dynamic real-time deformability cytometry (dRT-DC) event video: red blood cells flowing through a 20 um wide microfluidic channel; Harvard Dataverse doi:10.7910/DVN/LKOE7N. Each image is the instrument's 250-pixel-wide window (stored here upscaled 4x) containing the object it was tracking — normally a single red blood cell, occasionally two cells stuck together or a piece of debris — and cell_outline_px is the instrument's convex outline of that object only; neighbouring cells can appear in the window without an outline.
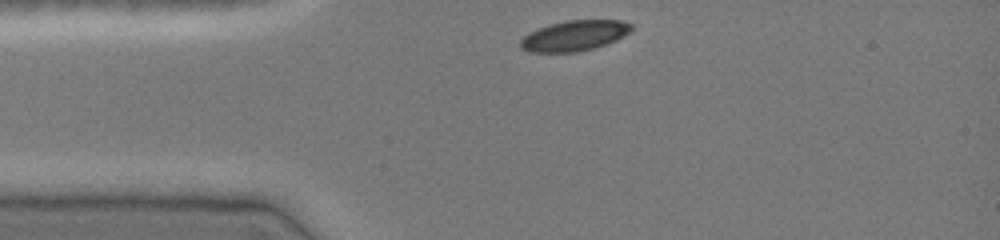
{"species": "common noctule bat (a hibernating species)", "species_latin": "Nyctalus noctula", "temperature_condition": "cold", "stored_images_in_passage": 31, "camera_frame_rate_fps": 3000, "um_per_image_px": 0.085, "animal": {"sex": "female", "body_mass_g": 19.0, "forearm_length_mm": 51.5}, "frame": {"image": 1, "passage_image": 1, "time_ms": 0.0, "image_size_px": [1000, 240], "cell_outline_px": [[632, 28], [624, 36], [616, 40], [592, 48], [576, 52], [528, 52], [520, 48], [520, 40], [528, 32], [548, 24], [568, 20], [620, 20], [632, 24]], "centroid_in_image_um": [48.78, 3.03], "position_along_channel_um": 36.2, "area_um2": 19.65}}
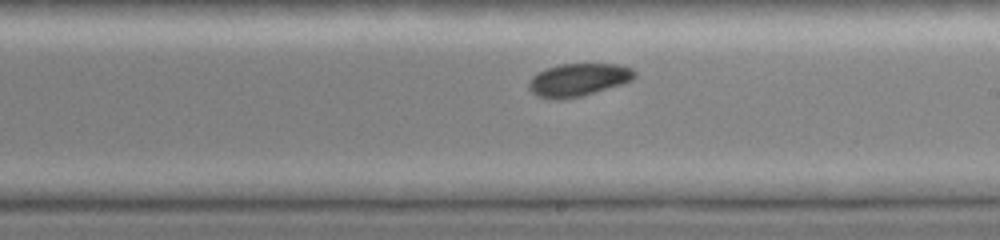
{"frame": {"image": 2, "passage_image": 18, "time_ms": 5.667, "image_size_px": [1000, 240], "cell_outline_px": [[636, 76], [632, 80], [624, 84], [580, 96], [560, 100], [552, 100], [536, 96], [528, 88], [528, 80], [532, 76], [544, 68], [560, 64], [620, 64], [632, 68], [636, 72]], "centroid_in_image_um": [49.14, 6.78], "position_along_channel_um": 239.9, "area_um2": 20.58}}
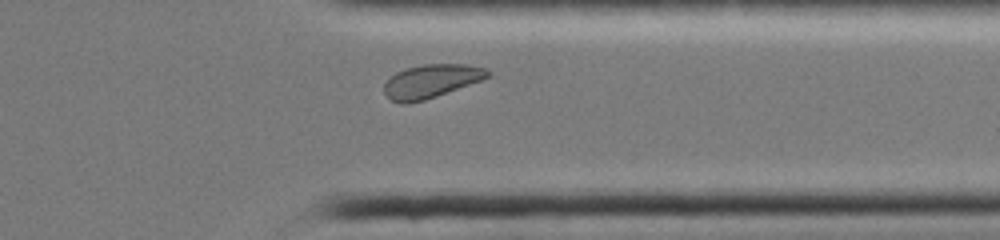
{"frame": {"image": 3, "passage_image": 28, "time_ms": 9.0, "image_size_px": [1000, 240], "cell_outline_px": [[492, 76], [436, 96], [424, 100], [404, 104], [400, 104], [392, 100], [384, 92], [384, 84], [396, 72], [408, 68], [424, 64], [468, 64], [484, 68], [492, 72]], "centroid_in_image_um": [36.67, 6.89], "position_along_channel_um": 374.7, "area_um2": 20.0}, "authors_computed_cell_mechanics": {"area_um2": 20.6346, "velocity_mm_per_s": 4.0057, "shape_relaxation_time_tau1_ms": 2.0045, "shape_relaxation_time_tau2_ms": 6.2009, "deformation_change_tau1": 0.0707, "deformation_change_tau2": 0.1002}}